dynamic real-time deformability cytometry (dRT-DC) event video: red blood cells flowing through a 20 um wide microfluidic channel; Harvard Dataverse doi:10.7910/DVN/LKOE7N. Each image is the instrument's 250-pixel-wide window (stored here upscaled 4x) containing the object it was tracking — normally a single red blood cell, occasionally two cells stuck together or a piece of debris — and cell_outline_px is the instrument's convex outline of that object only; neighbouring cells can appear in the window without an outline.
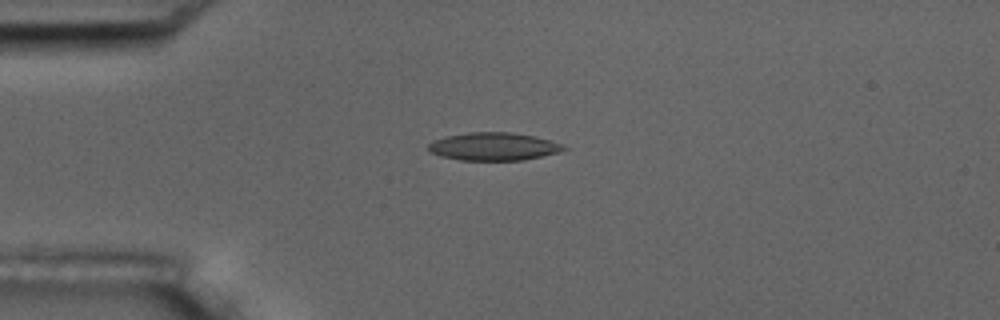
{"species": "common noctule bat (a hibernating species)", "species_latin": "Nyctalus noctula", "temperature_condition": "room temperature", "stored_images_in_passage": 6, "camera_frame_rate_fps": 3000, "um_per_image_px": 0.085, "animal": {"sex": "male", "body_mass_g": 17.5, "forearm_length_mm": 52.3}, "frame": {"image": 1, "passage_image": 4, "time_ms": 4.0, "image_size_px": [1000, 320], "cell_outline_px": [[568, 148], [560, 152], [524, 160], [460, 160], [440, 156], [428, 152], [428, 144], [432, 140], [444, 136], [468, 132], [512, 132], [536, 136], [564, 144]], "centroid_in_image_um": [41.95, 12.44], "position_along_channel_um": 43.1, "area_um2": 22.37}}